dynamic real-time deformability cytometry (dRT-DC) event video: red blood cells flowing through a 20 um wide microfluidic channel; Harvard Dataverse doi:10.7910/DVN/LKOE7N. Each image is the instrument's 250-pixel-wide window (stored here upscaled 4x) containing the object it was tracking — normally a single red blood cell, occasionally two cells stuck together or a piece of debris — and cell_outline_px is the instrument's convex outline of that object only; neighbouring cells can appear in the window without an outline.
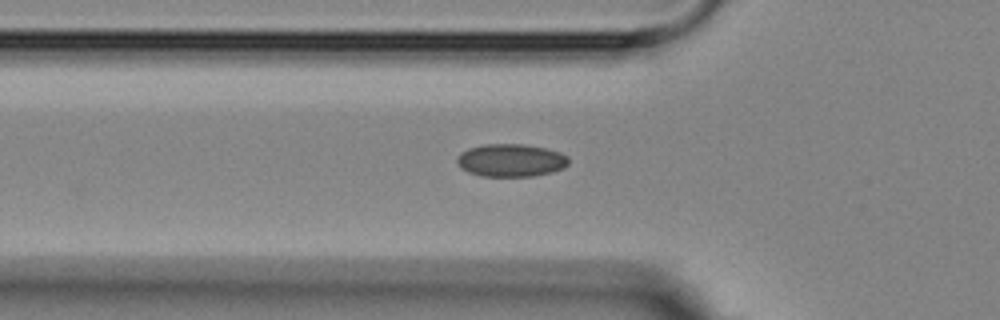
{"species": "Egyptian fruit bat (a non-hibernating species)", "species_latin": "Rousettus aegyptiacus", "temperature_condition": "room temperature", "stored_images_in_passage": 3, "camera_frame_rate_fps": 3000, "um_per_image_px": 0.085, "animal": {"sex": "female"}, "frame": {"image": 1, "passage_image": 2, "time_ms": 1.333, "image_size_px": [1000, 320], "cell_outline_px": [[568, 164], [564, 168], [552, 172], [532, 176], [480, 176], [468, 172], [460, 168], [456, 160], [456, 156], [460, 152], [468, 148], [484, 144], [524, 144], [544, 148], [560, 152], [568, 156]], "centroid_in_image_um": [43.4, 13.62], "position_along_channel_um": 82.4, "area_um2": 21.5}}
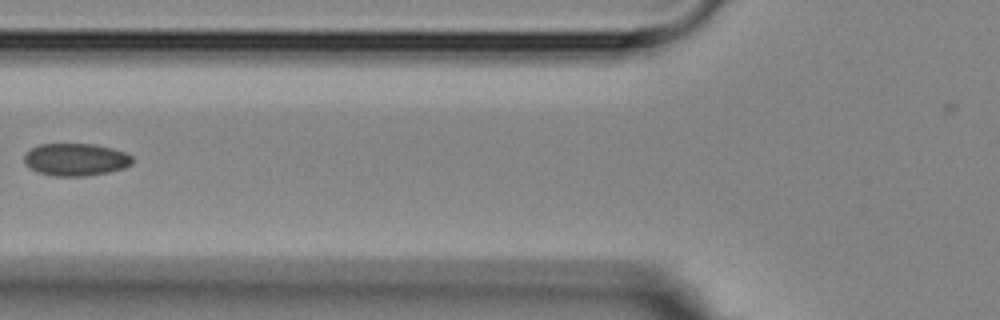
{"frame": {"image": 2, "passage_image": 3, "time_ms": 2.333, "image_size_px": [1000, 320], "cell_outline_px": [[132, 164], [124, 168], [108, 172], [84, 176], [56, 176], [36, 172], [28, 168], [24, 164], [24, 156], [32, 148], [40, 144], [92, 144], [112, 148], [124, 152], [132, 156]], "centroid_in_image_um": [6.41, 13.57], "position_along_channel_um": 119.4, "area_um2": 20.46}}